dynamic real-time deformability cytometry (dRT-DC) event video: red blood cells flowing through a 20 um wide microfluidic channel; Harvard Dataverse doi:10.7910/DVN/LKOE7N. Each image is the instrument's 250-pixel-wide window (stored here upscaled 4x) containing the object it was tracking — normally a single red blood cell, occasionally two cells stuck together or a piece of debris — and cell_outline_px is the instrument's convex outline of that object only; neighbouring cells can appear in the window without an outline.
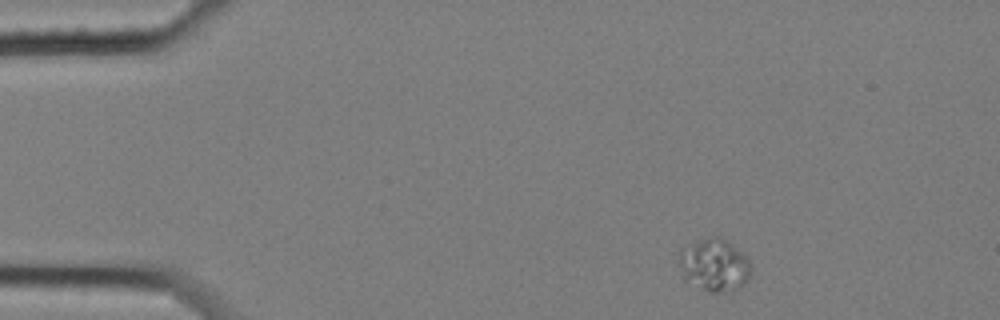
{"species": "common noctule bat (a hibernating species)", "species_latin": "Nyctalus noctula", "temperature_condition": "cold", "stored_images_in_passage": 5, "camera_frame_rate_fps": 3000, "um_per_image_px": 0.085, "animal": {"sex": "female", "body_mass_g": 25.1}, "frame": {"image": 1, "passage_image": 1, "time_ms": 0.0, "image_size_px": [1000, 320], "cell_outline_px": [[752, 268], [748, 280], [740, 288], [732, 292], [708, 292], [684, 280], [680, 264], [680, 248], [708, 236], [720, 236], [740, 252], [752, 264]], "centroid_in_image_um": [60.73, 22.55], "position_along_channel_um": 24.3, "area_um2": 22.14}}
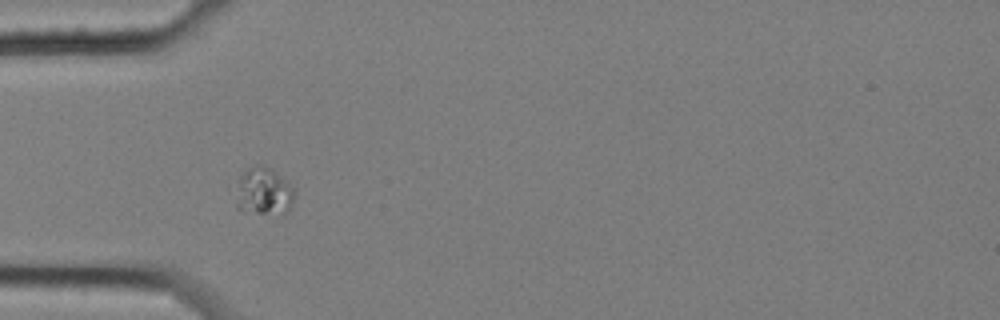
{"frame": {"image": 2, "passage_image": 4, "time_ms": 1.0, "image_size_px": [1000, 320], "cell_outline_px": [[296, 196], [288, 212], [284, 216], [240, 212], [236, 208], [236, 184], [240, 176], [248, 168], [256, 164], [260, 164], [272, 168], [288, 180], [292, 184], [296, 192]], "centroid_in_image_um": [22.45, 16.31], "position_along_channel_um": 62.6, "area_um2": 17.4}}
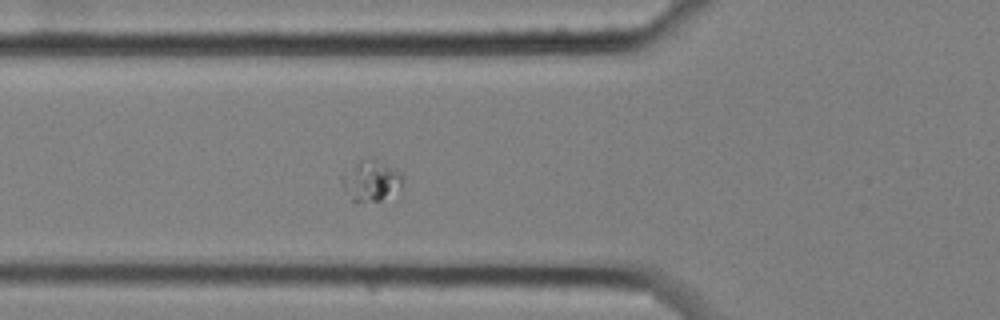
{"frame": {"image": 3, "passage_image": 5, "time_ms": 1.333, "image_size_px": [1000, 320], "cell_outline_px": [[404, 176], [400, 196], [380, 200], [352, 200], [344, 188], [340, 180], [340, 176], [360, 160], [372, 160], [392, 168], [400, 172]], "centroid_in_image_um": [31.62, 15.42], "position_along_channel_um": 94.2, "area_um2": 14.28}}